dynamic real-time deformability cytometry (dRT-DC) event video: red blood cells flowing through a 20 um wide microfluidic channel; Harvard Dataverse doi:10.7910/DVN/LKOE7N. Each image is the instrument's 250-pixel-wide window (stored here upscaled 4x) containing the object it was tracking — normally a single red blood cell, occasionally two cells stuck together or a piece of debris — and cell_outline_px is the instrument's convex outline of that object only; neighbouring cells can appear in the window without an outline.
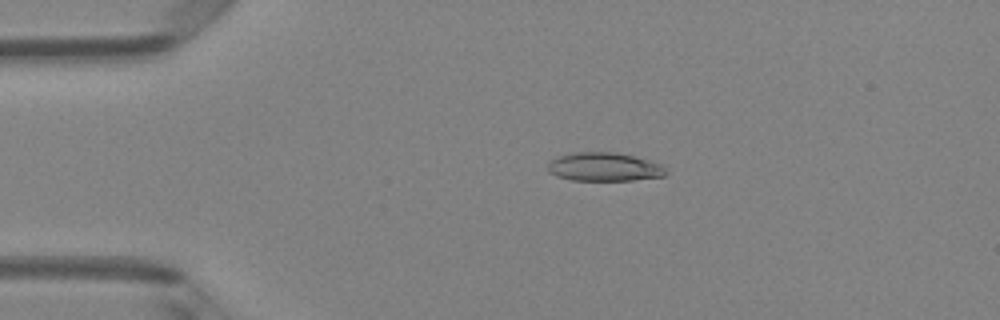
{"species": "Egyptian fruit bat (a non-hibernating species)", "species_latin": "Rousettus aegyptiacus", "temperature_condition": "room temperature", "stored_images_in_passage": 47, "camera_frame_rate_fps": 3000, "um_per_image_px": 0.085, "animal": {"sex": "female"}, "frame": {"image": 1, "passage_image": 8, "time_ms": 2.333, "image_size_px": [1000, 320], "cell_outline_px": [[668, 172], [664, 176], [632, 180], [572, 180], [556, 176], [548, 172], [548, 164], [552, 160], [560, 156], [572, 152], [616, 152], [664, 164]], "centroid_in_image_um": [51.39, 14.19], "position_along_channel_um": 33.6, "area_um2": 19.71}}
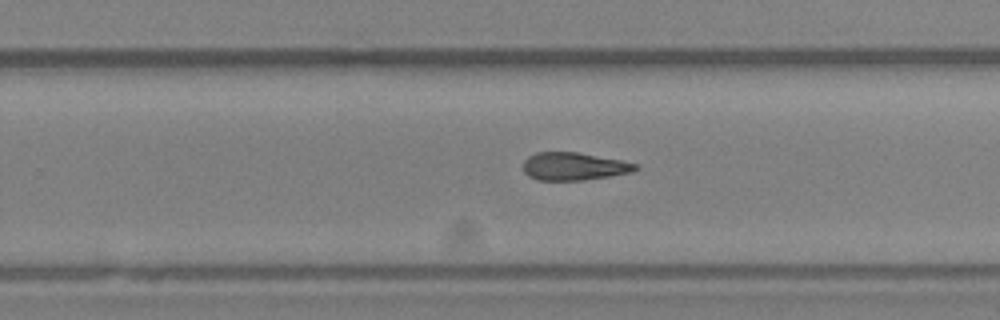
{"frame": {"image": 2, "passage_image": 29, "time_ms": 9.333, "image_size_px": [1000, 320], "cell_outline_px": [[640, 168], [632, 172], [584, 180], [536, 180], [528, 176], [524, 172], [524, 160], [528, 156], [536, 152], [576, 152], [620, 160], [636, 164]], "centroid_in_image_um": [48.75, 14.14], "position_along_channel_um": 281.1, "area_um2": 18.09}}
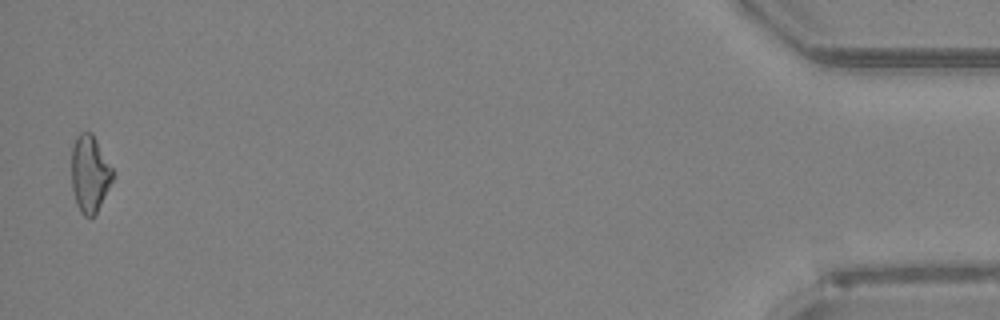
{"frame": {"image": 3, "passage_image": 46, "time_ms": 15.0, "image_size_px": [1000, 320], "cell_outline_px": [[116, 172], [96, 212], [92, 216], [84, 216], [80, 212], [76, 204], [72, 188], [72, 144], [76, 136], [80, 132], [92, 132]], "centroid_in_image_um": [7.63, 14.72], "position_along_channel_um": 427.6, "area_um2": 18.55}}